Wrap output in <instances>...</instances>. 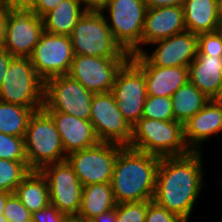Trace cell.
I'll use <instances>...</instances> for the list:
<instances>
[{
    "instance_id": "7dc6e473",
    "label": "cell",
    "mask_w": 222,
    "mask_h": 222,
    "mask_svg": "<svg viewBox=\"0 0 222 222\" xmlns=\"http://www.w3.org/2000/svg\"><path fill=\"white\" fill-rule=\"evenodd\" d=\"M68 222H79V221H77L75 219H69Z\"/></svg>"
},
{
    "instance_id": "9a60e30c",
    "label": "cell",
    "mask_w": 222,
    "mask_h": 222,
    "mask_svg": "<svg viewBox=\"0 0 222 222\" xmlns=\"http://www.w3.org/2000/svg\"><path fill=\"white\" fill-rule=\"evenodd\" d=\"M43 31L42 18L33 10H10L2 47L13 57H30Z\"/></svg>"
},
{
    "instance_id": "2e32d148",
    "label": "cell",
    "mask_w": 222,
    "mask_h": 222,
    "mask_svg": "<svg viewBox=\"0 0 222 222\" xmlns=\"http://www.w3.org/2000/svg\"><path fill=\"white\" fill-rule=\"evenodd\" d=\"M152 54L144 49L140 54L153 66L188 67L198 53V36L190 31L158 40Z\"/></svg>"
},
{
    "instance_id": "c3c4849f",
    "label": "cell",
    "mask_w": 222,
    "mask_h": 222,
    "mask_svg": "<svg viewBox=\"0 0 222 222\" xmlns=\"http://www.w3.org/2000/svg\"><path fill=\"white\" fill-rule=\"evenodd\" d=\"M25 222H35V221L33 219H29V220H27Z\"/></svg>"
},
{
    "instance_id": "8992f818",
    "label": "cell",
    "mask_w": 222,
    "mask_h": 222,
    "mask_svg": "<svg viewBox=\"0 0 222 222\" xmlns=\"http://www.w3.org/2000/svg\"><path fill=\"white\" fill-rule=\"evenodd\" d=\"M45 82L37 75L29 57H13L0 87V101L31 108L44 106Z\"/></svg>"
},
{
    "instance_id": "cb8c5ba5",
    "label": "cell",
    "mask_w": 222,
    "mask_h": 222,
    "mask_svg": "<svg viewBox=\"0 0 222 222\" xmlns=\"http://www.w3.org/2000/svg\"><path fill=\"white\" fill-rule=\"evenodd\" d=\"M85 11L79 0H63L42 17L44 31L70 36Z\"/></svg>"
},
{
    "instance_id": "b9f144b4",
    "label": "cell",
    "mask_w": 222,
    "mask_h": 222,
    "mask_svg": "<svg viewBox=\"0 0 222 222\" xmlns=\"http://www.w3.org/2000/svg\"><path fill=\"white\" fill-rule=\"evenodd\" d=\"M7 17L8 10L6 8L0 9V47H2L5 38Z\"/></svg>"
},
{
    "instance_id": "1f68e13d",
    "label": "cell",
    "mask_w": 222,
    "mask_h": 222,
    "mask_svg": "<svg viewBox=\"0 0 222 222\" xmlns=\"http://www.w3.org/2000/svg\"><path fill=\"white\" fill-rule=\"evenodd\" d=\"M197 55L222 56V29L198 34Z\"/></svg>"
},
{
    "instance_id": "44dd1931",
    "label": "cell",
    "mask_w": 222,
    "mask_h": 222,
    "mask_svg": "<svg viewBox=\"0 0 222 222\" xmlns=\"http://www.w3.org/2000/svg\"><path fill=\"white\" fill-rule=\"evenodd\" d=\"M189 82L208 98L222 86V56L197 55L188 66Z\"/></svg>"
},
{
    "instance_id": "74e56055",
    "label": "cell",
    "mask_w": 222,
    "mask_h": 222,
    "mask_svg": "<svg viewBox=\"0 0 222 222\" xmlns=\"http://www.w3.org/2000/svg\"><path fill=\"white\" fill-rule=\"evenodd\" d=\"M35 0H5V8L10 10H33Z\"/></svg>"
},
{
    "instance_id": "d6a6232c",
    "label": "cell",
    "mask_w": 222,
    "mask_h": 222,
    "mask_svg": "<svg viewBox=\"0 0 222 222\" xmlns=\"http://www.w3.org/2000/svg\"><path fill=\"white\" fill-rule=\"evenodd\" d=\"M3 215L9 222H25L32 219V213L14 193L7 198Z\"/></svg>"
},
{
    "instance_id": "277c9868",
    "label": "cell",
    "mask_w": 222,
    "mask_h": 222,
    "mask_svg": "<svg viewBox=\"0 0 222 222\" xmlns=\"http://www.w3.org/2000/svg\"><path fill=\"white\" fill-rule=\"evenodd\" d=\"M24 144L31 170H40L45 165L66 161L61 137L52 118L43 109L30 116Z\"/></svg>"
},
{
    "instance_id": "f6af8a7d",
    "label": "cell",
    "mask_w": 222,
    "mask_h": 222,
    "mask_svg": "<svg viewBox=\"0 0 222 222\" xmlns=\"http://www.w3.org/2000/svg\"><path fill=\"white\" fill-rule=\"evenodd\" d=\"M217 11H218V19L220 22V26L222 28V0H217Z\"/></svg>"
},
{
    "instance_id": "603a6c76",
    "label": "cell",
    "mask_w": 222,
    "mask_h": 222,
    "mask_svg": "<svg viewBox=\"0 0 222 222\" xmlns=\"http://www.w3.org/2000/svg\"><path fill=\"white\" fill-rule=\"evenodd\" d=\"M116 207L111 183L83 186L81 206L75 220L91 222L96 216Z\"/></svg>"
},
{
    "instance_id": "ac0fdd59",
    "label": "cell",
    "mask_w": 222,
    "mask_h": 222,
    "mask_svg": "<svg viewBox=\"0 0 222 222\" xmlns=\"http://www.w3.org/2000/svg\"><path fill=\"white\" fill-rule=\"evenodd\" d=\"M185 31L183 7L167 6L147 9L141 37V52L145 44L150 45Z\"/></svg>"
},
{
    "instance_id": "83f0119b",
    "label": "cell",
    "mask_w": 222,
    "mask_h": 222,
    "mask_svg": "<svg viewBox=\"0 0 222 222\" xmlns=\"http://www.w3.org/2000/svg\"><path fill=\"white\" fill-rule=\"evenodd\" d=\"M30 171L27 161L0 159V191L14 193Z\"/></svg>"
},
{
    "instance_id": "7bdbcfd3",
    "label": "cell",
    "mask_w": 222,
    "mask_h": 222,
    "mask_svg": "<svg viewBox=\"0 0 222 222\" xmlns=\"http://www.w3.org/2000/svg\"><path fill=\"white\" fill-rule=\"evenodd\" d=\"M12 193L7 192V191H0V222H9L3 215V210L7 201V198L11 195Z\"/></svg>"
},
{
    "instance_id": "3957f363",
    "label": "cell",
    "mask_w": 222,
    "mask_h": 222,
    "mask_svg": "<svg viewBox=\"0 0 222 222\" xmlns=\"http://www.w3.org/2000/svg\"><path fill=\"white\" fill-rule=\"evenodd\" d=\"M128 147L159 158L183 156L191 152L185 143L181 122L145 117L132 126V137Z\"/></svg>"
},
{
    "instance_id": "f35d334b",
    "label": "cell",
    "mask_w": 222,
    "mask_h": 222,
    "mask_svg": "<svg viewBox=\"0 0 222 222\" xmlns=\"http://www.w3.org/2000/svg\"><path fill=\"white\" fill-rule=\"evenodd\" d=\"M12 58L13 56L5 48L0 47V87Z\"/></svg>"
},
{
    "instance_id": "836d02e7",
    "label": "cell",
    "mask_w": 222,
    "mask_h": 222,
    "mask_svg": "<svg viewBox=\"0 0 222 222\" xmlns=\"http://www.w3.org/2000/svg\"><path fill=\"white\" fill-rule=\"evenodd\" d=\"M145 222H186L178 215L159 206L153 200L148 204Z\"/></svg>"
},
{
    "instance_id": "5b68a950",
    "label": "cell",
    "mask_w": 222,
    "mask_h": 222,
    "mask_svg": "<svg viewBox=\"0 0 222 222\" xmlns=\"http://www.w3.org/2000/svg\"><path fill=\"white\" fill-rule=\"evenodd\" d=\"M102 11H85L70 35L74 55L130 57L115 41Z\"/></svg>"
},
{
    "instance_id": "30bf717a",
    "label": "cell",
    "mask_w": 222,
    "mask_h": 222,
    "mask_svg": "<svg viewBox=\"0 0 222 222\" xmlns=\"http://www.w3.org/2000/svg\"><path fill=\"white\" fill-rule=\"evenodd\" d=\"M46 178L50 203L67 218L76 219L82 199L83 185L67 161L51 163L39 170Z\"/></svg>"
},
{
    "instance_id": "52a82bcc",
    "label": "cell",
    "mask_w": 222,
    "mask_h": 222,
    "mask_svg": "<svg viewBox=\"0 0 222 222\" xmlns=\"http://www.w3.org/2000/svg\"><path fill=\"white\" fill-rule=\"evenodd\" d=\"M105 10L109 14L105 16L107 25L115 41L128 54H139L147 12L144 0H109L102 12Z\"/></svg>"
},
{
    "instance_id": "7402d4cb",
    "label": "cell",
    "mask_w": 222,
    "mask_h": 222,
    "mask_svg": "<svg viewBox=\"0 0 222 222\" xmlns=\"http://www.w3.org/2000/svg\"><path fill=\"white\" fill-rule=\"evenodd\" d=\"M186 31L194 34L221 30L217 0H186L183 6Z\"/></svg>"
},
{
    "instance_id": "60d3db41",
    "label": "cell",
    "mask_w": 222,
    "mask_h": 222,
    "mask_svg": "<svg viewBox=\"0 0 222 222\" xmlns=\"http://www.w3.org/2000/svg\"><path fill=\"white\" fill-rule=\"evenodd\" d=\"M91 222H116V207L99 214Z\"/></svg>"
},
{
    "instance_id": "7c38bea8",
    "label": "cell",
    "mask_w": 222,
    "mask_h": 222,
    "mask_svg": "<svg viewBox=\"0 0 222 222\" xmlns=\"http://www.w3.org/2000/svg\"><path fill=\"white\" fill-rule=\"evenodd\" d=\"M89 121L100 142L129 146L132 127L123 117L111 92L93 95Z\"/></svg>"
},
{
    "instance_id": "f1b7e54d",
    "label": "cell",
    "mask_w": 222,
    "mask_h": 222,
    "mask_svg": "<svg viewBox=\"0 0 222 222\" xmlns=\"http://www.w3.org/2000/svg\"><path fill=\"white\" fill-rule=\"evenodd\" d=\"M142 117L160 121L174 120L171 97L148 95Z\"/></svg>"
},
{
    "instance_id": "8d00e7d4",
    "label": "cell",
    "mask_w": 222,
    "mask_h": 222,
    "mask_svg": "<svg viewBox=\"0 0 222 222\" xmlns=\"http://www.w3.org/2000/svg\"><path fill=\"white\" fill-rule=\"evenodd\" d=\"M186 0H144L147 9H155L167 6L183 7Z\"/></svg>"
},
{
    "instance_id": "d4e9b609",
    "label": "cell",
    "mask_w": 222,
    "mask_h": 222,
    "mask_svg": "<svg viewBox=\"0 0 222 222\" xmlns=\"http://www.w3.org/2000/svg\"><path fill=\"white\" fill-rule=\"evenodd\" d=\"M14 194L32 214L50 204L48 183L39 170H31Z\"/></svg>"
},
{
    "instance_id": "ab89813d",
    "label": "cell",
    "mask_w": 222,
    "mask_h": 222,
    "mask_svg": "<svg viewBox=\"0 0 222 222\" xmlns=\"http://www.w3.org/2000/svg\"><path fill=\"white\" fill-rule=\"evenodd\" d=\"M86 11H102L109 0H79Z\"/></svg>"
},
{
    "instance_id": "e0dca14e",
    "label": "cell",
    "mask_w": 222,
    "mask_h": 222,
    "mask_svg": "<svg viewBox=\"0 0 222 222\" xmlns=\"http://www.w3.org/2000/svg\"><path fill=\"white\" fill-rule=\"evenodd\" d=\"M130 59L144 74L147 95L171 97L189 81L188 67L153 66L140 53L132 54Z\"/></svg>"
},
{
    "instance_id": "ee69618b",
    "label": "cell",
    "mask_w": 222,
    "mask_h": 222,
    "mask_svg": "<svg viewBox=\"0 0 222 222\" xmlns=\"http://www.w3.org/2000/svg\"><path fill=\"white\" fill-rule=\"evenodd\" d=\"M210 100L220 109H222V86L219 90L210 98Z\"/></svg>"
},
{
    "instance_id": "484cf974",
    "label": "cell",
    "mask_w": 222,
    "mask_h": 222,
    "mask_svg": "<svg viewBox=\"0 0 222 222\" xmlns=\"http://www.w3.org/2000/svg\"><path fill=\"white\" fill-rule=\"evenodd\" d=\"M209 100L210 98L188 81L171 95L174 120L182 124L186 123L192 116L198 113Z\"/></svg>"
},
{
    "instance_id": "4316f807",
    "label": "cell",
    "mask_w": 222,
    "mask_h": 222,
    "mask_svg": "<svg viewBox=\"0 0 222 222\" xmlns=\"http://www.w3.org/2000/svg\"><path fill=\"white\" fill-rule=\"evenodd\" d=\"M31 108L0 101V132L15 137H25Z\"/></svg>"
},
{
    "instance_id": "d590c367",
    "label": "cell",
    "mask_w": 222,
    "mask_h": 222,
    "mask_svg": "<svg viewBox=\"0 0 222 222\" xmlns=\"http://www.w3.org/2000/svg\"><path fill=\"white\" fill-rule=\"evenodd\" d=\"M63 0H35L33 5V11L40 18L46 13L53 10Z\"/></svg>"
},
{
    "instance_id": "bcb514c9",
    "label": "cell",
    "mask_w": 222,
    "mask_h": 222,
    "mask_svg": "<svg viewBox=\"0 0 222 222\" xmlns=\"http://www.w3.org/2000/svg\"><path fill=\"white\" fill-rule=\"evenodd\" d=\"M5 8V0H0V9Z\"/></svg>"
},
{
    "instance_id": "5bb4252c",
    "label": "cell",
    "mask_w": 222,
    "mask_h": 222,
    "mask_svg": "<svg viewBox=\"0 0 222 222\" xmlns=\"http://www.w3.org/2000/svg\"><path fill=\"white\" fill-rule=\"evenodd\" d=\"M111 93L123 117L132 127L142 118L148 95L144 74L131 59L118 71Z\"/></svg>"
},
{
    "instance_id": "ba28073f",
    "label": "cell",
    "mask_w": 222,
    "mask_h": 222,
    "mask_svg": "<svg viewBox=\"0 0 222 222\" xmlns=\"http://www.w3.org/2000/svg\"><path fill=\"white\" fill-rule=\"evenodd\" d=\"M94 93L67 75L54 76L45 81V112H62L84 120H90Z\"/></svg>"
},
{
    "instance_id": "9c48e42d",
    "label": "cell",
    "mask_w": 222,
    "mask_h": 222,
    "mask_svg": "<svg viewBox=\"0 0 222 222\" xmlns=\"http://www.w3.org/2000/svg\"><path fill=\"white\" fill-rule=\"evenodd\" d=\"M123 146L99 142L90 148L75 151L66 156L83 186L111 183L118 151Z\"/></svg>"
},
{
    "instance_id": "7a4b0ae2",
    "label": "cell",
    "mask_w": 222,
    "mask_h": 222,
    "mask_svg": "<svg viewBox=\"0 0 222 222\" xmlns=\"http://www.w3.org/2000/svg\"><path fill=\"white\" fill-rule=\"evenodd\" d=\"M160 159L128 146L118 151L111 180L116 204L153 200Z\"/></svg>"
},
{
    "instance_id": "4fadbf2b",
    "label": "cell",
    "mask_w": 222,
    "mask_h": 222,
    "mask_svg": "<svg viewBox=\"0 0 222 222\" xmlns=\"http://www.w3.org/2000/svg\"><path fill=\"white\" fill-rule=\"evenodd\" d=\"M129 59L74 55L68 75L94 94L111 92L118 71Z\"/></svg>"
},
{
    "instance_id": "ffe728a7",
    "label": "cell",
    "mask_w": 222,
    "mask_h": 222,
    "mask_svg": "<svg viewBox=\"0 0 222 222\" xmlns=\"http://www.w3.org/2000/svg\"><path fill=\"white\" fill-rule=\"evenodd\" d=\"M183 129L184 140L189 149L201 151V144L212 135L217 137L222 131V109L209 100L198 113L183 124Z\"/></svg>"
},
{
    "instance_id": "d6986e66",
    "label": "cell",
    "mask_w": 222,
    "mask_h": 222,
    "mask_svg": "<svg viewBox=\"0 0 222 222\" xmlns=\"http://www.w3.org/2000/svg\"><path fill=\"white\" fill-rule=\"evenodd\" d=\"M53 120L61 137L66 155L97 145L100 141L89 120L62 112H46Z\"/></svg>"
},
{
    "instance_id": "f546056e",
    "label": "cell",
    "mask_w": 222,
    "mask_h": 222,
    "mask_svg": "<svg viewBox=\"0 0 222 222\" xmlns=\"http://www.w3.org/2000/svg\"><path fill=\"white\" fill-rule=\"evenodd\" d=\"M0 159L27 161L24 137H15L0 132Z\"/></svg>"
},
{
    "instance_id": "e575fe53",
    "label": "cell",
    "mask_w": 222,
    "mask_h": 222,
    "mask_svg": "<svg viewBox=\"0 0 222 222\" xmlns=\"http://www.w3.org/2000/svg\"><path fill=\"white\" fill-rule=\"evenodd\" d=\"M32 219L35 222H68L69 220L61 211L52 206L51 203L39 211L34 212Z\"/></svg>"
},
{
    "instance_id": "4dcf8cb0",
    "label": "cell",
    "mask_w": 222,
    "mask_h": 222,
    "mask_svg": "<svg viewBox=\"0 0 222 222\" xmlns=\"http://www.w3.org/2000/svg\"><path fill=\"white\" fill-rule=\"evenodd\" d=\"M151 201L116 204V222H145L148 204Z\"/></svg>"
},
{
    "instance_id": "8fae6325",
    "label": "cell",
    "mask_w": 222,
    "mask_h": 222,
    "mask_svg": "<svg viewBox=\"0 0 222 222\" xmlns=\"http://www.w3.org/2000/svg\"><path fill=\"white\" fill-rule=\"evenodd\" d=\"M73 57L70 36L43 31L29 58L37 75L45 82L54 76L67 75Z\"/></svg>"
},
{
    "instance_id": "6da1fadb",
    "label": "cell",
    "mask_w": 222,
    "mask_h": 222,
    "mask_svg": "<svg viewBox=\"0 0 222 222\" xmlns=\"http://www.w3.org/2000/svg\"><path fill=\"white\" fill-rule=\"evenodd\" d=\"M202 151L160 159L153 201L188 222L204 186Z\"/></svg>"
}]
</instances>
